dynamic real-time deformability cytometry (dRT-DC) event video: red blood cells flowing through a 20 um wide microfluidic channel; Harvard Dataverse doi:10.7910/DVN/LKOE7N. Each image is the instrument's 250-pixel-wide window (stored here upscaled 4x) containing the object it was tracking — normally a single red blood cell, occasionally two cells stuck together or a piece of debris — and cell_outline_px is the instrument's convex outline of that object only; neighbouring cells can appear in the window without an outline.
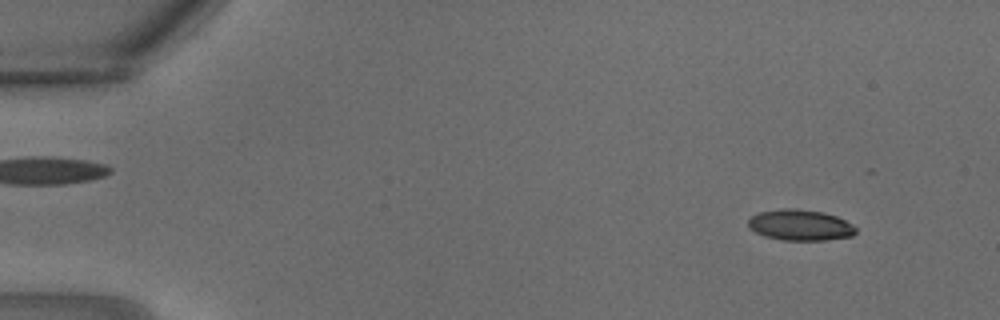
{"species": "common noctule bat (a hibernating species)", "species_latin": "Nyctalus noctula", "temperature_condition": "warm", "stored_images_in_passage": 27, "camera_frame_rate_fps": 3000, "um_per_image_px": 0.085, "animal": {"sex": "male", "body_mass_g": 18.8}, "frame": {"image": 1, "passage_image": 3, "time_ms": 0.667, "image_size_px": [1000, 320], "cell_outline_px": [[856, 232], [852, 236], [824, 240], [784, 240], [764, 236], [748, 228], [748, 220], [752, 216], [760, 212], [780, 208], [796, 208], [820, 212], [836, 216], [852, 224], [856, 228]], "centroid_in_image_um": [67.99, 19.13], "position_along_channel_um": 17.0, "area_um2": 19.31}}
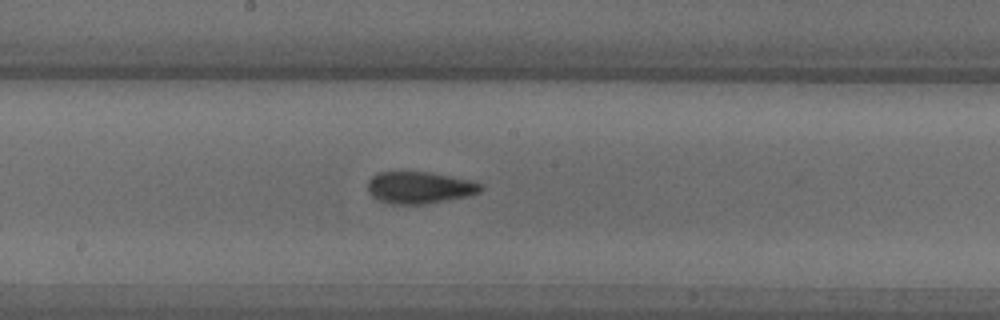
{"frame": {"image": 2, "passage_image": 17, "time_ms": 5.333, "image_size_px": [1000, 320], "cell_outline_px": [[484, 188], [480, 192], [468, 196], [428, 204], [388, 204], [372, 196], [368, 192], [368, 180], [376, 172], [428, 172], [472, 180], [484, 184]], "centroid_in_image_um": [35.68, 15.95], "position_along_channel_um": 212.5, "area_um2": 21.27}}
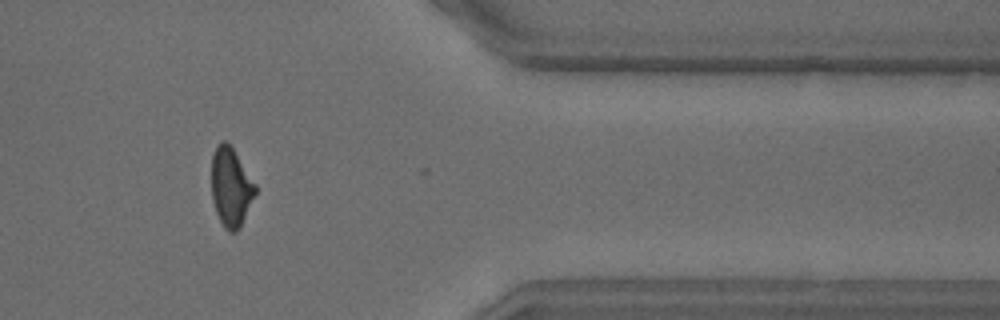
{"frame": {"image": 3, "passage_image": 26, "time_ms": 8.333, "image_size_px": [1000, 320], "cell_outline_px": [[256, 192], [240, 228], [236, 232], [228, 232], [224, 228], [216, 212], [212, 200], [212, 152], [216, 144], [220, 140], [228, 140], [256, 184]], "centroid_in_image_um": [19.61, 15.86], "position_along_channel_um": 391.8, "area_um2": 20.4}}